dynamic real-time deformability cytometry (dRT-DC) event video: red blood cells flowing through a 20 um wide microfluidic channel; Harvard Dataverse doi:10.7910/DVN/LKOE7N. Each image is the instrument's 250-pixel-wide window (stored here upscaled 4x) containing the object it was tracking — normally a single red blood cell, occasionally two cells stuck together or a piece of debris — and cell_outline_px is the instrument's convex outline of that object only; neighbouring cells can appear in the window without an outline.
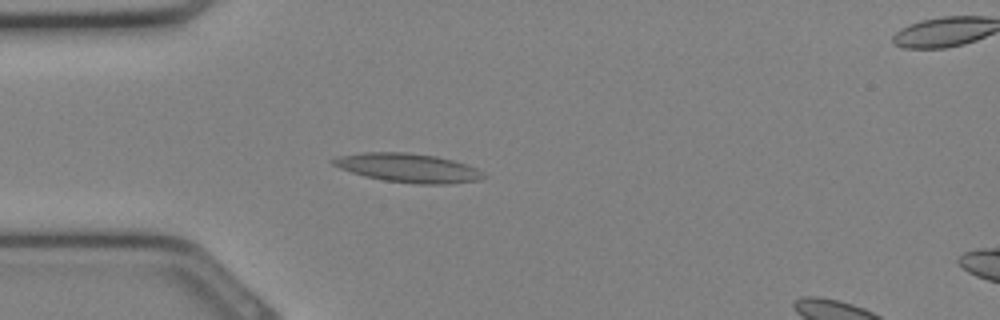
{"species": "Egyptian fruit bat (a non-hibernating species)", "species_latin": "Rousettus aegyptiacus", "temperature_condition": "cold", "stored_images_in_passage": 32, "camera_frame_rate_fps": 3000, "um_per_image_px": 0.085, "animal": {"sex": "female"}, "frame": {"image": 1, "passage_image": 8, "time_ms": 2.333, "image_size_px": [1000, 320], "cell_outline_px": [[488, 176], [480, 180], [448, 184], [416, 184], [384, 180], [364, 176], [340, 168], [332, 164], [328, 160], [340, 156], [364, 152], [408, 152], [436, 156], [452, 160], [476, 168]], "centroid_in_image_um": [34.69, 14.27], "position_along_channel_um": 50.3, "area_um2": 25.32}}
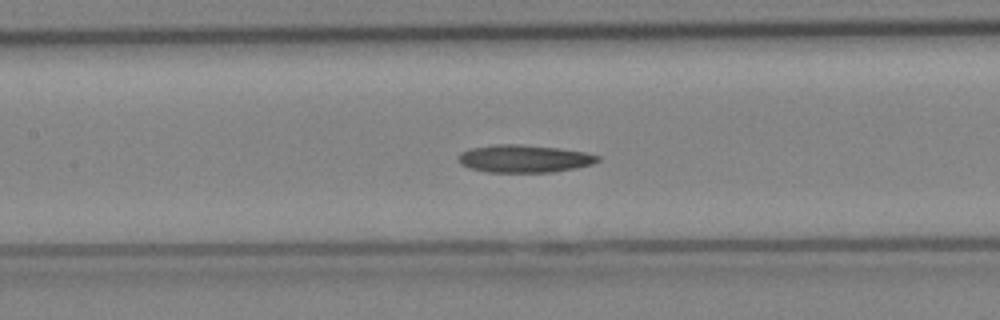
{"frame": {"image": 2, "passage_image": 14, "time_ms": 4.333, "image_size_px": [1000, 320], "cell_outline_px": [[600, 160], [592, 164], [576, 168], [552, 172], [488, 172], [472, 168], [460, 164], [460, 152], [472, 148], [492, 144], [520, 144], [556, 148], [584, 152], [600, 156]], "centroid_in_image_um": [44.57, 13.48], "position_along_channel_um": 162.8, "area_um2": 22.25}}
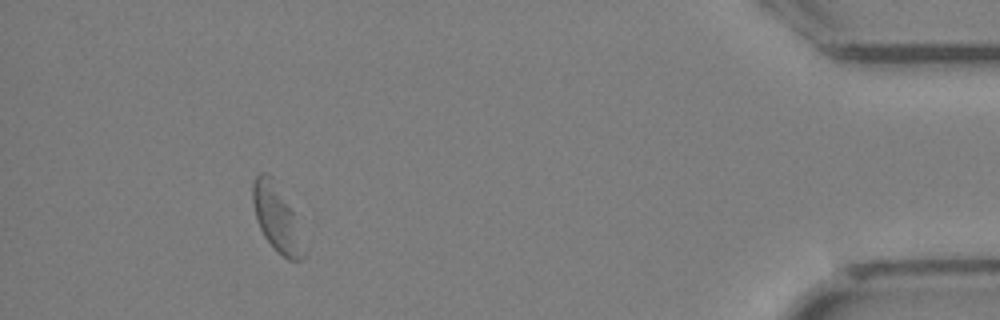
{"frame": {"image": 3, "passage_image": 29, "time_ms": 9.333, "image_size_px": [1000, 320], "cell_outline_px": [[308, 252], [300, 260], [288, 260], [264, 236], [256, 220], [252, 200], [252, 184], [256, 176], [260, 172], [268, 172], [272, 176], [292, 212]], "centroid_in_image_um": [23.51, 18.53], "position_along_channel_um": 411.7, "area_um2": 19.54}}